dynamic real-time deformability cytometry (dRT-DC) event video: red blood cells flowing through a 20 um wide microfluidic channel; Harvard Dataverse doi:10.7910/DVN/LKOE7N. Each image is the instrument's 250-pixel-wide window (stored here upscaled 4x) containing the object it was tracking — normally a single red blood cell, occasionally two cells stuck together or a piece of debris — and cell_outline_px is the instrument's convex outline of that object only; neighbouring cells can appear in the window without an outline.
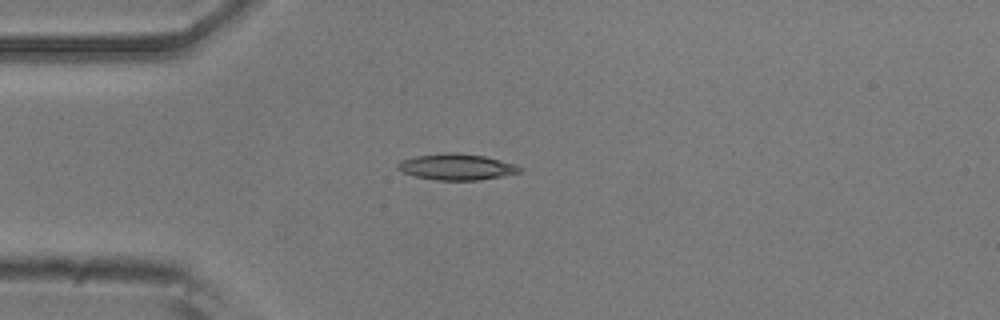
{"species": "common noctule bat (a hibernating species)", "species_latin": "Nyctalus noctula", "temperature_condition": "room temperature", "stored_images_in_passage": 40, "camera_frame_rate_fps": 3000, "um_per_image_px": 0.085, "animal": {"sex": "male", "body_mass_g": 20.5, "forearm_length_mm": 52.5}, "frame": {"image": 1, "passage_image": 1, "time_ms": 0.0, "image_size_px": [1000, 320], "cell_outline_px": [[524, 172], [504, 176], [480, 180], [436, 180], [416, 176], [404, 172], [396, 168], [396, 164], [404, 160], [416, 156], [444, 152], [456, 152], [484, 156], [516, 164], [524, 168]], "centroid_in_image_um": [38.89, 14.18], "position_along_channel_um": 46.1, "area_um2": 18.73}}
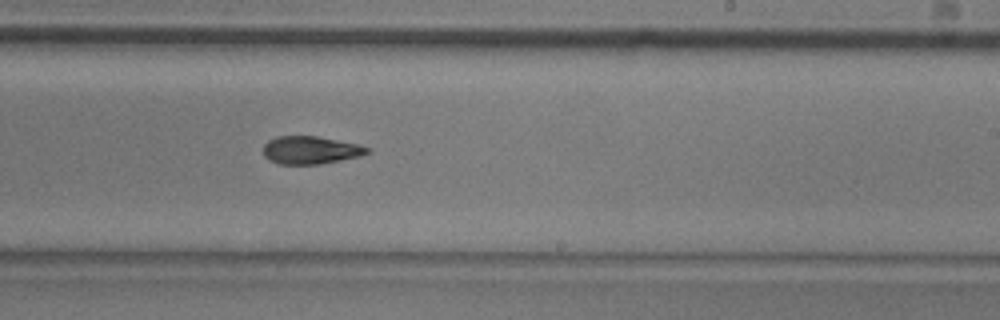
{"frame": {"image": 2, "passage_image": 19, "time_ms": 6.0, "image_size_px": [1000, 320], "cell_outline_px": [[372, 152], [360, 156], [320, 164], [276, 164], [268, 160], [264, 156], [264, 144], [268, 140], [276, 136], [316, 136], [356, 144], [372, 148]], "centroid_in_image_um": [26.39, 12.76], "position_along_channel_um": 262.6, "area_um2": 16.94}}
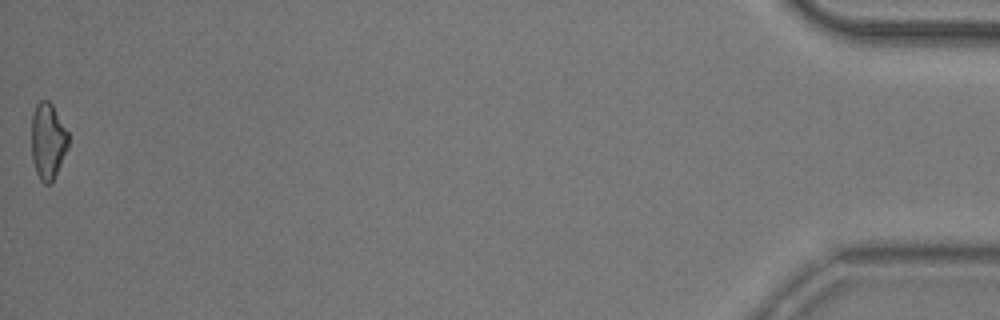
{"frame": {"image": 3, "passage_image": 40, "time_ms": 13.0, "image_size_px": [1000, 320], "cell_outline_px": [[68, 148], [52, 180], [48, 184], [44, 184], [40, 180], [36, 172], [32, 160], [32, 112], [36, 104], [40, 100], [48, 100], [52, 104], [68, 132]], "centroid_in_image_um": [4.06, 11.96], "position_along_channel_um": 431.1, "area_um2": 16.24}, "authors_computed_cell_mechanics": {"area_um2": 17.2244, "velocity_mm_per_s": 3.8287, "shape_relaxation_time_tau1_ms": 4.0647, "shape_relaxation_time_tau2_ms": 5.2648, "deformation_change_tau1": 0.1284, "deformation_change_tau2": 0.1324}}